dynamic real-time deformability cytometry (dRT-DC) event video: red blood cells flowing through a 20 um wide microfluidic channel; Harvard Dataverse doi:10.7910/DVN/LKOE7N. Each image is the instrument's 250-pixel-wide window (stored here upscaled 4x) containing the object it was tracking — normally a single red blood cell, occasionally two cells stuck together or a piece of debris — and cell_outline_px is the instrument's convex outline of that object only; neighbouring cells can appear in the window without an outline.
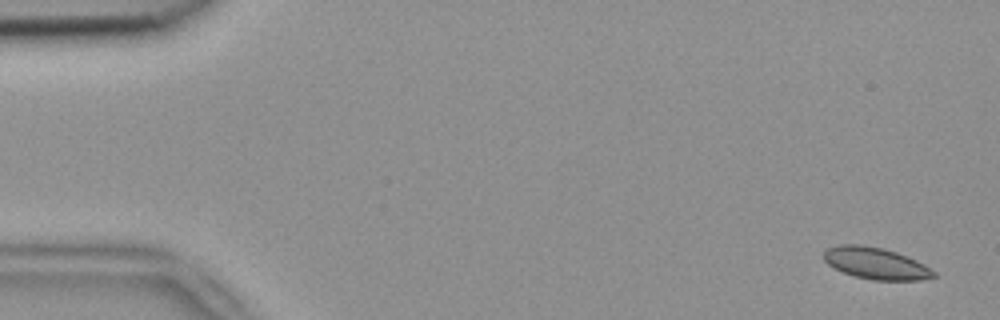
{"species": "common noctule bat (a hibernating species)", "species_latin": "Nyctalus noctula", "temperature_condition": "room temperature", "stored_images_in_passage": 3, "camera_frame_rate_fps": 3000, "um_per_image_px": 0.085, "animal": {"sex": "female", "body_mass_g": 18.4}, "frame": {"image": 1, "passage_image": 1, "time_ms": 0.0, "image_size_px": [1000, 320], "cell_outline_px": [[936, 276], [920, 280], [872, 280], [856, 276], [844, 272], [828, 264], [824, 260], [824, 252], [828, 248], [840, 244], [860, 244], [884, 248], [896, 252], [916, 260], [924, 264], [936, 272]], "centroid_in_image_um": [74.46, 22.37], "position_along_channel_um": 10.5, "area_um2": 20.17}}
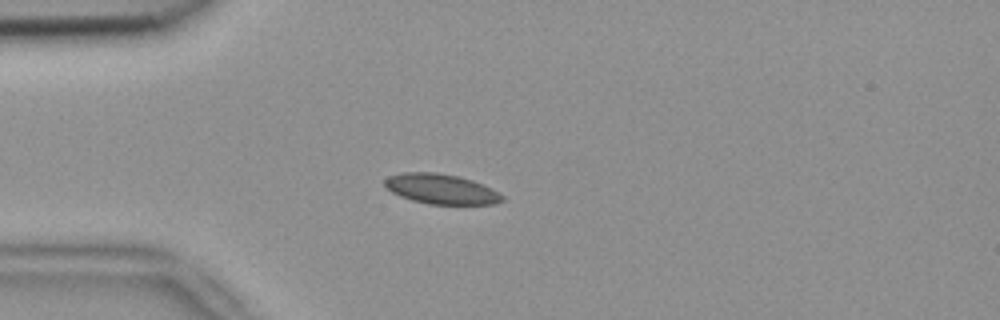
{"frame": {"image": 2, "passage_image": 3, "time_ms": 0.667, "image_size_px": [1000, 320], "cell_outline_px": [[504, 200], [496, 204], [428, 204], [412, 200], [400, 196], [384, 188], [384, 180], [388, 176], [400, 172], [436, 172], [456, 176], [472, 180], [484, 184], [492, 188], [504, 196]], "centroid_in_image_um": [37.48, 16.06], "position_along_channel_um": 47.5, "area_um2": 20.75}}